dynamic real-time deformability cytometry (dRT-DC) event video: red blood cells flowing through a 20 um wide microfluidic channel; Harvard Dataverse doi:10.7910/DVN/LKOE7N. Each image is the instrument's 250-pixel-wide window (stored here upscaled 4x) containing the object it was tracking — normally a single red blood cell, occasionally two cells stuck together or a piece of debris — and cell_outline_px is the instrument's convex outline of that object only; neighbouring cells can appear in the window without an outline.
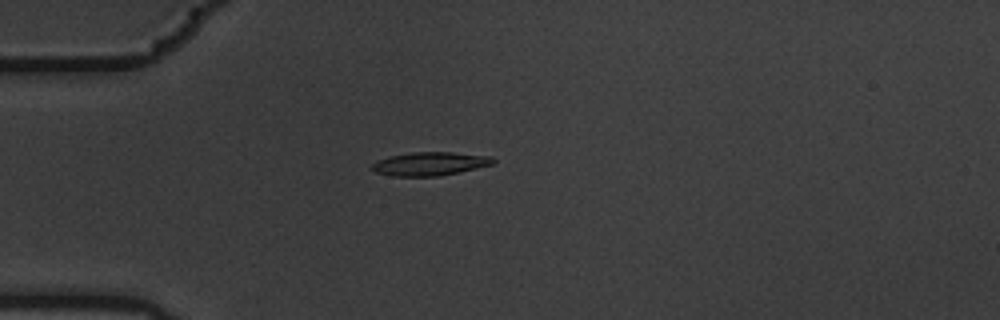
{"species": "common noctule bat (a hibernating species)", "species_latin": "Nyctalus noctula", "temperature_condition": "warm", "stored_images_in_passage": 8, "camera_frame_rate_fps": 3000, "um_per_image_px": 0.085, "animal": {"sex": "male", "body_mass_g": 19.5, "forearm_length_mm": 54.6}, "frame": {"image": 1, "passage_image": 3, "time_ms": 0.667, "image_size_px": [1000, 320], "cell_outline_px": [[496, 160], [492, 164], [476, 168], [440, 176], [392, 176], [376, 172], [372, 168], [372, 164], [376, 160], [388, 156], [412, 152], [452, 152], [492, 156]], "centroid_in_image_um": [36.53, 13.91], "position_along_channel_um": 48.5, "area_um2": 16.59}}
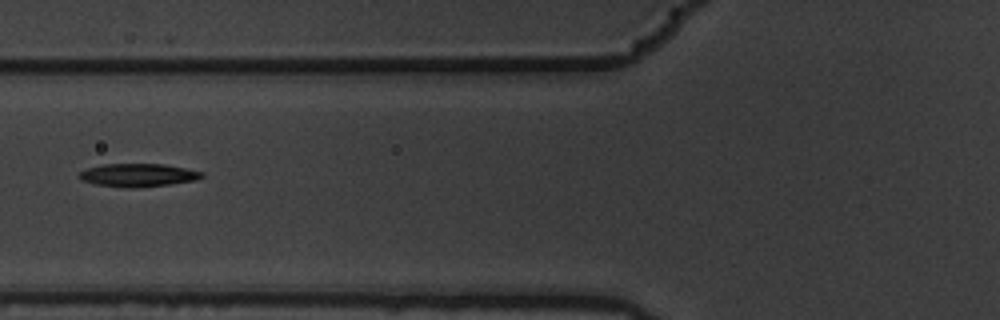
{"frame": {"image": 2, "passage_image": 5, "time_ms": 1.333, "image_size_px": [1000, 320], "cell_outline_px": [[204, 176], [196, 180], [168, 184], [136, 188], [124, 188], [96, 184], [80, 180], [76, 176], [80, 172], [88, 168], [100, 164], [164, 164], [204, 172]], "centroid_in_image_um": [11.7, 14.89], "position_along_channel_um": 114.1, "area_um2": 16.59}}
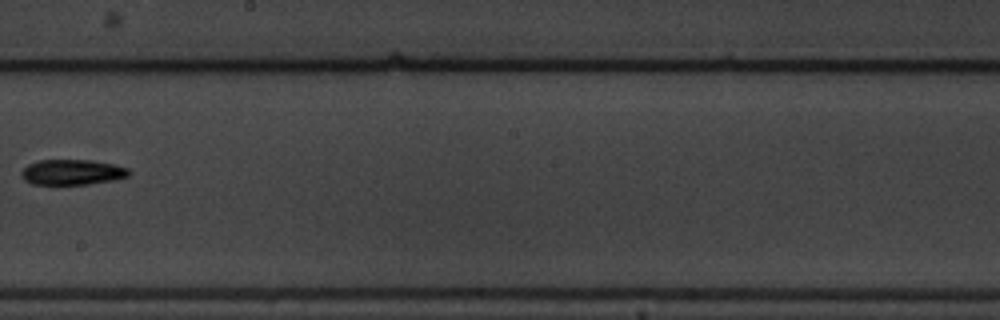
{"frame": {"image": 3, "passage_image": 8, "time_ms": 2.333, "image_size_px": [1000, 320], "cell_outline_px": [[132, 172], [128, 176], [116, 180], [88, 184], [32, 184], [24, 180], [20, 176], [20, 172], [28, 164], [40, 160], [88, 160], [112, 164], [128, 168]], "centroid_in_image_um": [6.13, 14.64], "position_along_channel_um": 242.1, "area_um2": 15.95}}